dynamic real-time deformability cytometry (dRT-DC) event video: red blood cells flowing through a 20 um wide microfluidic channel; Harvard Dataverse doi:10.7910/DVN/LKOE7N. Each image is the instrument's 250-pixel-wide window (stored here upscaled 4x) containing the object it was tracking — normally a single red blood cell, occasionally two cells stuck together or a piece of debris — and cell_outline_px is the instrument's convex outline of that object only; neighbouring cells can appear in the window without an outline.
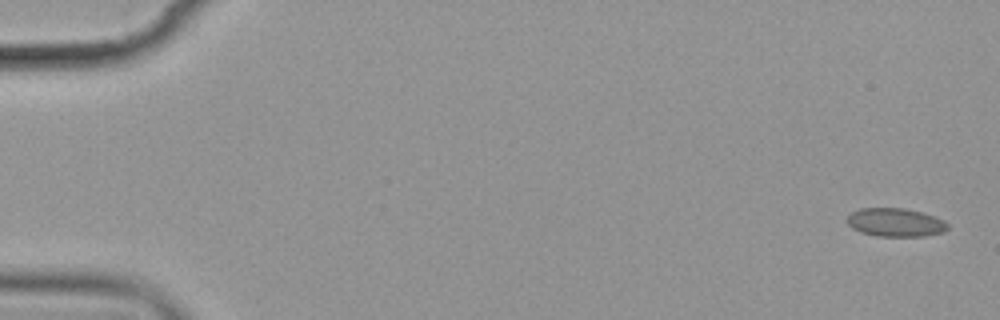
{"species": "common noctule bat (a hibernating species)", "species_latin": "Nyctalus noctula", "temperature_condition": "cold", "stored_images_in_passage": 6, "camera_frame_rate_fps": 3000, "um_per_image_px": 0.085, "animal": {"sex": "female", "body_mass_g": 19.9}, "frame": {"image": 1, "passage_image": 1, "time_ms": 0.0, "image_size_px": [1000, 320], "cell_outline_px": [[948, 228], [944, 232], [924, 236], [876, 236], [860, 232], [852, 228], [848, 224], [848, 216], [852, 212], [860, 208], [904, 208], [924, 212], [936, 216], [944, 220], [948, 224]], "centroid_in_image_um": [76.14, 18.9], "position_along_channel_um": 8.9, "area_um2": 16.82}}
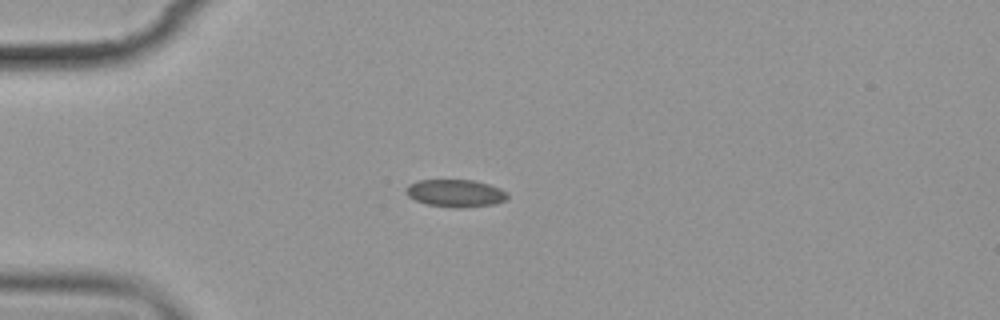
{"frame": {"image": 2, "passage_image": 5, "time_ms": 4.667, "image_size_px": [1000, 320], "cell_outline_px": [[508, 196], [504, 200], [496, 204], [464, 208], [452, 208], [428, 204], [416, 200], [408, 196], [404, 192], [404, 188], [408, 184], [420, 180], [472, 180], [488, 184], [500, 188], [508, 192]], "centroid_in_image_um": [38.71, 16.43], "position_along_channel_um": 46.3, "area_um2": 16.42}}